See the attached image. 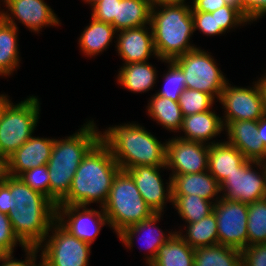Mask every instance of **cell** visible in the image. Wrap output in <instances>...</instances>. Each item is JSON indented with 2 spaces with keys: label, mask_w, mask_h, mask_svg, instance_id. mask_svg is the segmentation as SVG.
Listing matches in <instances>:
<instances>
[{
  "label": "cell",
  "mask_w": 266,
  "mask_h": 266,
  "mask_svg": "<svg viewBox=\"0 0 266 266\" xmlns=\"http://www.w3.org/2000/svg\"><path fill=\"white\" fill-rule=\"evenodd\" d=\"M147 112L153 121L166 130L174 133L180 131L184 116L178 101L154 94L149 100Z\"/></svg>",
  "instance_id": "28"
},
{
  "label": "cell",
  "mask_w": 266,
  "mask_h": 266,
  "mask_svg": "<svg viewBox=\"0 0 266 266\" xmlns=\"http://www.w3.org/2000/svg\"><path fill=\"white\" fill-rule=\"evenodd\" d=\"M1 2L8 9L6 11L1 9V18L17 28L15 21L17 19L31 32L37 34L43 27L61 25V20L44 0H2Z\"/></svg>",
  "instance_id": "15"
},
{
  "label": "cell",
  "mask_w": 266,
  "mask_h": 266,
  "mask_svg": "<svg viewBox=\"0 0 266 266\" xmlns=\"http://www.w3.org/2000/svg\"><path fill=\"white\" fill-rule=\"evenodd\" d=\"M192 12L212 13L217 9L226 6L225 0H192Z\"/></svg>",
  "instance_id": "45"
},
{
  "label": "cell",
  "mask_w": 266,
  "mask_h": 266,
  "mask_svg": "<svg viewBox=\"0 0 266 266\" xmlns=\"http://www.w3.org/2000/svg\"><path fill=\"white\" fill-rule=\"evenodd\" d=\"M183 230L176 231L192 248L218 245L217 220L214 212L195 223H187ZM187 229V230H186ZM182 231V232H181Z\"/></svg>",
  "instance_id": "31"
},
{
  "label": "cell",
  "mask_w": 266,
  "mask_h": 266,
  "mask_svg": "<svg viewBox=\"0 0 266 266\" xmlns=\"http://www.w3.org/2000/svg\"><path fill=\"white\" fill-rule=\"evenodd\" d=\"M120 170L110 149L100 139L83 157L68 195L59 204L88 206L100 203L99 208L103 207Z\"/></svg>",
  "instance_id": "1"
},
{
  "label": "cell",
  "mask_w": 266,
  "mask_h": 266,
  "mask_svg": "<svg viewBox=\"0 0 266 266\" xmlns=\"http://www.w3.org/2000/svg\"><path fill=\"white\" fill-rule=\"evenodd\" d=\"M10 192L15 200V209L8 217L15 236L25 247H38L56 221V205L11 175Z\"/></svg>",
  "instance_id": "2"
},
{
  "label": "cell",
  "mask_w": 266,
  "mask_h": 266,
  "mask_svg": "<svg viewBox=\"0 0 266 266\" xmlns=\"http://www.w3.org/2000/svg\"><path fill=\"white\" fill-rule=\"evenodd\" d=\"M38 246L45 266H89L91 245L72 236L55 221ZM51 234V235H49Z\"/></svg>",
  "instance_id": "9"
},
{
  "label": "cell",
  "mask_w": 266,
  "mask_h": 266,
  "mask_svg": "<svg viewBox=\"0 0 266 266\" xmlns=\"http://www.w3.org/2000/svg\"><path fill=\"white\" fill-rule=\"evenodd\" d=\"M224 129L226 142L237 148L247 160L266 162V147L259 137L258 121H232Z\"/></svg>",
  "instance_id": "20"
},
{
  "label": "cell",
  "mask_w": 266,
  "mask_h": 266,
  "mask_svg": "<svg viewBox=\"0 0 266 266\" xmlns=\"http://www.w3.org/2000/svg\"><path fill=\"white\" fill-rule=\"evenodd\" d=\"M150 27L157 59L162 62L172 61L197 48L190 43L194 26L192 7L189 3L152 7Z\"/></svg>",
  "instance_id": "5"
},
{
  "label": "cell",
  "mask_w": 266,
  "mask_h": 266,
  "mask_svg": "<svg viewBox=\"0 0 266 266\" xmlns=\"http://www.w3.org/2000/svg\"><path fill=\"white\" fill-rule=\"evenodd\" d=\"M165 63H168V70L163 74L164 87L155 95L178 101L181 93L186 89L185 76L173 61H165Z\"/></svg>",
  "instance_id": "35"
},
{
  "label": "cell",
  "mask_w": 266,
  "mask_h": 266,
  "mask_svg": "<svg viewBox=\"0 0 266 266\" xmlns=\"http://www.w3.org/2000/svg\"><path fill=\"white\" fill-rule=\"evenodd\" d=\"M82 1L89 4L92 8L95 4H97L98 2H100L102 0H82Z\"/></svg>",
  "instance_id": "52"
},
{
  "label": "cell",
  "mask_w": 266,
  "mask_h": 266,
  "mask_svg": "<svg viewBox=\"0 0 266 266\" xmlns=\"http://www.w3.org/2000/svg\"><path fill=\"white\" fill-rule=\"evenodd\" d=\"M40 100L28 96L14 103L8 100L0 111V156L6 160L32 135L41 111Z\"/></svg>",
  "instance_id": "7"
},
{
  "label": "cell",
  "mask_w": 266,
  "mask_h": 266,
  "mask_svg": "<svg viewBox=\"0 0 266 266\" xmlns=\"http://www.w3.org/2000/svg\"><path fill=\"white\" fill-rule=\"evenodd\" d=\"M161 168L167 169L166 166L144 165L126 170L134 179L140 195L154 213H163L166 203H172L171 176L169 175V182L165 183L166 188L160 175Z\"/></svg>",
  "instance_id": "16"
},
{
  "label": "cell",
  "mask_w": 266,
  "mask_h": 266,
  "mask_svg": "<svg viewBox=\"0 0 266 266\" xmlns=\"http://www.w3.org/2000/svg\"><path fill=\"white\" fill-rule=\"evenodd\" d=\"M157 72L147 61L123 64L118 71L117 84L133 93L148 92L156 83Z\"/></svg>",
  "instance_id": "24"
},
{
  "label": "cell",
  "mask_w": 266,
  "mask_h": 266,
  "mask_svg": "<svg viewBox=\"0 0 266 266\" xmlns=\"http://www.w3.org/2000/svg\"><path fill=\"white\" fill-rule=\"evenodd\" d=\"M242 266H266V243L248 245L241 250Z\"/></svg>",
  "instance_id": "40"
},
{
  "label": "cell",
  "mask_w": 266,
  "mask_h": 266,
  "mask_svg": "<svg viewBox=\"0 0 266 266\" xmlns=\"http://www.w3.org/2000/svg\"><path fill=\"white\" fill-rule=\"evenodd\" d=\"M18 28L0 18V76L13 75L19 67Z\"/></svg>",
  "instance_id": "29"
},
{
  "label": "cell",
  "mask_w": 266,
  "mask_h": 266,
  "mask_svg": "<svg viewBox=\"0 0 266 266\" xmlns=\"http://www.w3.org/2000/svg\"><path fill=\"white\" fill-rule=\"evenodd\" d=\"M194 32L199 30L206 36L225 34L218 25L217 10L212 13L192 12Z\"/></svg>",
  "instance_id": "38"
},
{
  "label": "cell",
  "mask_w": 266,
  "mask_h": 266,
  "mask_svg": "<svg viewBox=\"0 0 266 266\" xmlns=\"http://www.w3.org/2000/svg\"><path fill=\"white\" fill-rule=\"evenodd\" d=\"M218 242L242 250L248 246V204L221 197L214 203Z\"/></svg>",
  "instance_id": "11"
},
{
  "label": "cell",
  "mask_w": 266,
  "mask_h": 266,
  "mask_svg": "<svg viewBox=\"0 0 266 266\" xmlns=\"http://www.w3.org/2000/svg\"><path fill=\"white\" fill-rule=\"evenodd\" d=\"M172 205L186 223H195L213 212L214 203L197 195H172Z\"/></svg>",
  "instance_id": "32"
},
{
  "label": "cell",
  "mask_w": 266,
  "mask_h": 266,
  "mask_svg": "<svg viewBox=\"0 0 266 266\" xmlns=\"http://www.w3.org/2000/svg\"><path fill=\"white\" fill-rule=\"evenodd\" d=\"M151 8L150 0L117 1L113 27L118 32L125 29L150 25Z\"/></svg>",
  "instance_id": "26"
},
{
  "label": "cell",
  "mask_w": 266,
  "mask_h": 266,
  "mask_svg": "<svg viewBox=\"0 0 266 266\" xmlns=\"http://www.w3.org/2000/svg\"><path fill=\"white\" fill-rule=\"evenodd\" d=\"M116 35V51L124 64L145 62L152 55L158 58L150 25L121 30Z\"/></svg>",
  "instance_id": "18"
},
{
  "label": "cell",
  "mask_w": 266,
  "mask_h": 266,
  "mask_svg": "<svg viewBox=\"0 0 266 266\" xmlns=\"http://www.w3.org/2000/svg\"><path fill=\"white\" fill-rule=\"evenodd\" d=\"M88 207L58 204L56 206V221L72 236L92 245L101 228L106 225L110 226L103 207H101V211Z\"/></svg>",
  "instance_id": "13"
},
{
  "label": "cell",
  "mask_w": 266,
  "mask_h": 266,
  "mask_svg": "<svg viewBox=\"0 0 266 266\" xmlns=\"http://www.w3.org/2000/svg\"><path fill=\"white\" fill-rule=\"evenodd\" d=\"M222 117H219L212 109L186 116L183 118L180 129L184 132V136L179 135V138L208 145L219 143L218 140L217 142L215 140L209 141L224 131Z\"/></svg>",
  "instance_id": "22"
},
{
  "label": "cell",
  "mask_w": 266,
  "mask_h": 266,
  "mask_svg": "<svg viewBox=\"0 0 266 266\" xmlns=\"http://www.w3.org/2000/svg\"><path fill=\"white\" fill-rule=\"evenodd\" d=\"M94 120H89L75 133L55 139L47 163L50 179V200L57 206L67 195L72 179L83 157L101 139Z\"/></svg>",
  "instance_id": "3"
},
{
  "label": "cell",
  "mask_w": 266,
  "mask_h": 266,
  "mask_svg": "<svg viewBox=\"0 0 266 266\" xmlns=\"http://www.w3.org/2000/svg\"><path fill=\"white\" fill-rule=\"evenodd\" d=\"M18 178L32 190L40 192L50 199V179L47 164L24 171Z\"/></svg>",
  "instance_id": "36"
},
{
  "label": "cell",
  "mask_w": 266,
  "mask_h": 266,
  "mask_svg": "<svg viewBox=\"0 0 266 266\" xmlns=\"http://www.w3.org/2000/svg\"><path fill=\"white\" fill-rule=\"evenodd\" d=\"M247 159L233 145L224 141L209 145L208 171L221 184L228 175L238 171Z\"/></svg>",
  "instance_id": "23"
},
{
  "label": "cell",
  "mask_w": 266,
  "mask_h": 266,
  "mask_svg": "<svg viewBox=\"0 0 266 266\" xmlns=\"http://www.w3.org/2000/svg\"><path fill=\"white\" fill-rule=\"evenodd\" d=\"M194 252L177 232L159 249L154 261L149 266H193Z\"/></svg>",
  "instance_id": "27"
},
{
  "label": "cell",
  "mask_w": 266,
  "mask_h": 266,
  "mask_svg": "<svg viewBox=\"0 0 266 266\" xmlns=\"http://www.w3.org/2000/svg\"><path fill=\"white\" fill-rule=\"evenodd\" d=\"M253 87L231 86L226 82L218 99L225 109L222 120L225 127L229 122L240 120L258 121L266 113L262 94L258 82H253Z\"/></svg>",
  "instance_id": "12"
},
{
  "label": "cell",
  "mask_w": 266,
  "mask_h": 266,
  "mask_svg": "<svg viewBox=\"0 0 266 266\" xmlns=\"http://www.w3.org/2000/svg\"><path fill=\"white\" fill-rule=\"evenodd\" d=\"M171 188L172 195H197L213 203L221 198L220 184L208 170L171 176Z\"/></svg>",
  "instance_id": "21"
},
{
  "label": "cell",
  "mask_w": 266,
  "mask_h": 266,
  "mask_svg": "<svg viewBox=\"0 0 266 266\" xmlns=\"http://www.w3.org/2000/svg\"><path fill=\"white\" fill-rule=\"evenodd\" d=\"M117 31L110 23L91 18L89 25L85 27L80 35L78 44L82 53L87 57H94L108 49L116 38Z\"/></svg>",
  "instance_id": "25"
},
{
  "label": "cell",
  "mask_w": 266,
  "mask_h": 266,
  "mask_svg": "<svg viewBox=\"0 0 266 266\" xmlns=\"http://www.w3.org/2000/svg\"><path fill=\"white\" fill-rule=\"evenodd\" d=\"M5 174H6V162L0 156V182L3 181V178H4Z\"/></svg>",
  "instance_id": "49"
},
{
  "label": "cell",
  "mask_w": 266,
  "mask_h": 266,
  "mask_svg": "<svg viewBox=\"0 0 266 266\" xmlns=\"http://www.w3.org/2000/svg\"><path fill=\"white\" fill-rule=\"evenodd\" d=\"M258 133L260 139L266 147V114L258 120Z\"/></svg>",
  "instance_id": "47"
},
{
  "label": "cell",
  "mask_w": 266,
  "mask_h": 266,
  "mask_svg": "<svg viewBox=\"0 0 266 266\" xmlns=\"http://www.w3.org/2000/svg\"><path fill=\"white\" fill-rule=\"evenodd\" d=\"M162 215V213H154L150 218L125 228L117 235V238L120 239L122 244L130 250L134 244V238L145 233V236L143 235L142 238L138 239H143L142 241L145 243L144 250H148V253H146L147 255L145 257L147 266L154 261L158 253V249L176 232V230L173 232L171 230V232L169 231L168 234H165V232L159 228L157 223L160 222Z\"/></svg>",
  "instance_id": "19"
},
{
  "label": "cell",
  "mask_w": 266,
  "mask_h": 266,
  "mask_svg": "<svg viewBox=\"0 0 266 266\" xmlns=\"http://www.w3.org/2000/svg\"><path fill=\"white\" fill-rule=\"evenodd\" d=\"M15 209V200L10 192V175L5 174L0 182V212L9 214Z\"/></svg>",
  "instance_id": "44"
},
{
  "label": "cell",
  "mask_w": 266,
  "mask_h": 266,
  "mask_svg": "<svg viewBox=\"0 0 266 266\" xmlns=\"http://www.w3.org/2000/svg\"><path fill=\"white\" fill-rule=\"evenodd\" d=\"M228 5L234 6L240 10V0H225Z\"/></svg>",
  "instance_id": "51"
},
{
  "label": "cell",
  "mask_w": 266,
  "mask_h": 266,
  "mask_svg": "<svg viewBox=\"0 0 266 266\" xmlns=\"http://www.w3.org/2000/svg\"><path fill=\"white\" fill-rule=\"evenodd\" d=\"M37 266H45V265L39 261V264Z\"/></svg>",
  "instance_id": "53"
},
{
  "label": "cell",
  "mask_w": 266,
  "mask_h": 266,
  "mask_svg": "<svg viewBox=\"0 0 266 266\" xmlns=\"http://www.w3.org/2000/svg\"><path fill=\"white\" fill-rule=\"evenodd\" d=\"M117 1L120 0H102L92 7V16L96 20L110 23L113 26V19L116 16Z\"/></svg>",
  "instance_id": "41"
},
{
  "label": "cell",
  "mask_w": 266,
  "mask_h": 266,
  "mask_svg": "<svg viewBox=\"0 0 266 266\" xmlns=\"http://www.w3.org/2000/svg\"><path fill=\"white\" fill-rule=\"evenodd\" d=\"M109 226L118 235L125 228L150 218L154 212L139 193L132 176L120 170L103 206Z\"/></svg>",
  "instance_id": "6"
},
{
  "label": "cell",
  "mask_w": 266,
  "mask_h": 266,
  "mask_svg": "<svg viewBox=\"0 0 266 266\" xmlns=\"http://www.w3.org/2000/svg\"><path fill=\"white\" fill-rule=\"evenodd\" d=\"M152 7L163 5H187L186 0H150Z\"/></svg>",
  "instance_id": "46"
},
{
  "label": "cell",
  "mask_w": 266,
  "mask_h": 266,
  "mask_svg": "<svg viewBox=\"0 0 266 266\" xmlns=\"http://www.w3.org/2000/svg\"><path fill=\"white\" fill-rule=\"evenodd\" d=\"M264 76H261L260 78H258V84H259V88L262 94V100H263V104H264V110L266 113V73L263 74Z\"/></svg>",
  "instance_id": "48"
},
{
  "label": "cell",
  "mask_w": 266,
  "mask_h": 266,
  "mask_svg": "<svg viewBox=\"0 0 266 266\" xmlns=\"http://www.w3.org/2000/svg\"><path fill=\"white\" fill-rule=\"evenodd\" d=\"M175 137L166 141V168L172 170L170 176L207 171L209 145Z\"/></svg>",
  "instance_id": "14"
},
{
  "label": "cell",
  "mask_w": 266,
  "mask_h": 266,
  "mask_svg": "<svg viewBox=\"0 0 266 266\" xmlns=\"http://www.w3.org/2000/svg\"><path fill=\"white\" fill-rule=\"evenodd\" d=\"M8 97L9 96L6 94H0V111L3 108V106L5 105V103L9 100Z\"/></svg>",
  "instance_id": "50"
},
{
  "label": "cell",
  "mask_w": 266,
  "mask_h": 266,
  "mask_svg": "<svg viewBox=\"0 0 266 266\" xmlns=\"http://www.w3.org/2000/svg\"><path fill=\"white\" fill-rule=\"evenodd\" d=\"M217 20L220 28L226 33L229 29L241 27L250 22L245 18L243 13L236 7L231 5L223 6L217 9Z\"/></svg>",
  "instance_id": "37"
},
{
  "label": "cell",
  "mask_w": 266,
  "mask_h": 266,
  "mask_svg": "<svg viewBox=\"0 0 266 266\" xmlns=\"http://www.w3.org/2000/svg\"><path fill=\"white\" fill-rule=\"evenodd\" d=\"M102 132L101 140L108 146L121 170L144 165L166 166V142L161 143L144 126L129 122L111 126Z\"/></svg>",
  "instance_id": "4"
},
{
  "label": "cell",
  "mask_w": 266,
  "mask_h": 266,
  "mask_svg": "<svg viewBox=\"0 0 266 266\" xmlns=\"http://www.w3.org/2000/svg\"><path fill=\"white\" fill-rule=\"evenodd\" d=\"M215 98L198 90L186 88L180 95L178 104L184 117L212 109Z\"/></svg>",
  "instance_id": "34"
},
{
  "label": "cell",
  "mask_w": 266,
  "mask_h": 266,
  "mask_svg": "<svg viewBox=\"0 0 266 266\" xmlns=\"http://www.w3.org/2000/svg\"><path fill=\"white\" fill-rule=\"evenodd\" d=\"M193 266H242L241 250L220 244L197 247Z\"/></svg>",
  "instance_id": "30"
},
{
  "label": "cell",
  "mask_w": 266,
  "mask_h": 266,
  "mask_svg": "<svg viewBox=\"0 0 266 266\" xmlns=\"http://www.w3.org/2000/svg\"><path fill=\"white\" fill-rule=\"evenodd\" d=\"M172 61L182 70L186 88L208 93L218 102L228 79L209 52L197 47Z\"/></svg>",
  "instance_id": "8"
},
{
  "label": "cell",
  "mask_w": 266,
  "mask_h": 266,
  "mask_svg": "<svg viewBox=\"0 0 266 266\" xmlns=\"http://www.w3.org/2000/svg\"><path fill=\"white\" fill-rule=\"evenodd\" d=\"M54 138L33 137V135L6 162V174L18 177L24 171L48 163Z\"/></svg>",
  "instance_id": "17"
},
{
  "label": "cell",
  "mask_w": 266,
  "mask_h": 266,
  "mask_svg": "<svg viewBox=\"0 0 266 266\" xmlns=\"http://www.w3.org/2000/svg\"><path fill=\"white\" fill-rule=\"evenodd\" d=\"M220 189L221 197L228 200L249 204L264 199L266 162L246 160L238 167V171L227 176L220 184Z\"/></svg>",
  "instance_id": "10"
},
{
  "label": "cell",
  "mask_w": 266,
  "mask_h": 266,
  "mask_svg": "<svg viewBox=\"0 0 266 266\" xmlns=\"http://www.w3.org/2000/svg\"><path fill=\"white\" fill-rule=\"evenodd\" d=\"M25 260L14 259L13 253L0 254V266H37L38 247H25Z\"/></svg>",
  "instance_id": "42"
},
{
  "label": "cell",
  "mask_w": 266,
  "mask_h": 266,
  "mask_svg": "<svg viewBox=\"0 0 266 266\" xmlns=\"http://www.w3.org/2000/svg\"><path fill=\"white\" fill-rule=\"evenodd\" d=\"M240 11L253 23L266 15V0H240Z\"/></svg>",
  "instance_id": "43"
},
{
  "label": "cell",
  "mask_w": 266,
  "mask_h": 266,
  "mask_svg": "<svg viewBox=\"0 0 266 266\" xmlns=\"http://www.w3.org/2000/svg\"><path fill=\"white\" fill-rule=\"evenodd\" d=\"M17 244L22 246V250L25 248L15 236L8 215L0 212V254L14 253Z\"/></svg>",
  "instance_id": "39"
},
{
  "label": "cell",
  "mask_w": 266,
  "mask_h": 266,
  "mask_svg": "<svg viewBox=\"0 0 266 266\" xmlns=\"http://www.w3.org/2000/svg\"><path fill=\"white\" fill-rule=\"evenodd\" d=\"M248 245L266 243V199L248 204Z\"/></svg>",
  "instance_id": "33"
}]
</instances>
